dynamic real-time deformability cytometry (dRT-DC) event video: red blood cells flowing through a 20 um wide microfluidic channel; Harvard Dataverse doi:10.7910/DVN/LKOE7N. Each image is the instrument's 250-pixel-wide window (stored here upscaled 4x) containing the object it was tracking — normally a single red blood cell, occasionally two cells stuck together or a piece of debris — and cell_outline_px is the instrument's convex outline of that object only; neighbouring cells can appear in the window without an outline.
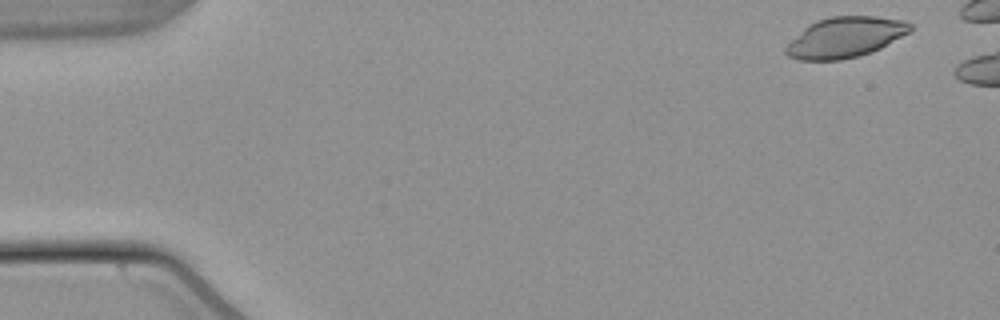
{"species": "common noctule bat (a hibernating species)", "species_latin": "Nyctalus noctula", "temperature_condition": "warm", "stored_images_in_passage": 47, "camera_frame_rate_fps": 3000, "um_per_image_px": 0.085, "animal": {"sex": "male", "body_mass_g": 21.5, "forearm_length_mm": 52.0}, "frame": {"image": 1, "passage_image": 2, "time_ms": 0.333, "image_size_px": [1000, 320], "cell_outline_px": [[912, 32], [872, 52], [860, 56], [840, 60], [800, 60], [788, 56], [784, 52], [784, 48], [808, 24], [816, 20], [832, 16], [876, 16], [904, 20], [912, 24]], "centroid_in_image_um": [71.87, 3.17], "position_along_channel_um": 13.1, "area_um2": 29.54}}
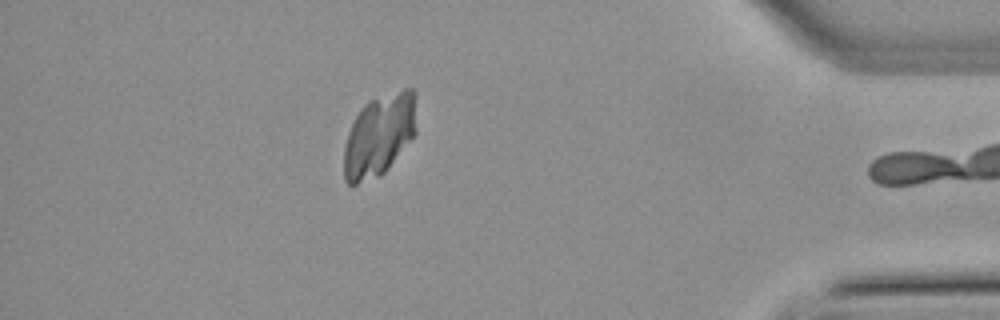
{"frame": {"image": 2, "passage_image": 46, "time_ms": 15.0, "image_size_px": [1000, 320], "cell_outline_px": [[416, 132], [388, 168], [380, 176], [356, 184], [348, 184], [344, 180], [344, 148], [348, 132], [360, 108], [368, 100], [404, 88], [412, 88], [416, 92]], "centroid_in_image_um": [32.24, 11.47], "position_along_channel_um": 403.0, "area_um2": 34.8}}